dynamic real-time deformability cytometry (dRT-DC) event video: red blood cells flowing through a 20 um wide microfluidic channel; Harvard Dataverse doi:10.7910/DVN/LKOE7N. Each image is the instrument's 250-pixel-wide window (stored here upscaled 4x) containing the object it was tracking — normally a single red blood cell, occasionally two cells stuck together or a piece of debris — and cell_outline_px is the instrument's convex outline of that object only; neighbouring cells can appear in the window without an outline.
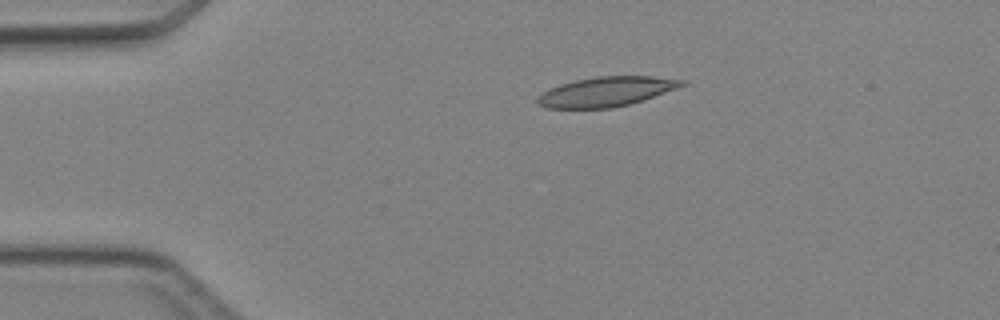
{"species": "Egyptian fruit bat (a non-hibernating species)", "species_latin": "Rousettus aegyptiacus", "temperature_condition": "cold", "stored_images_in_passage": 4, "camera_frame_rate_fps": 3000, "um_per_image_px": 0.085, "animal": {"sex": "female"}, "frame": {"image": 1, "passage_image": 3, "time_ms": 2.333, "image_size_px": [1000, 320], "cell_outline_px": [[684, 84], [676, 88], [628, 104], [612, 108], [548, 108], [536, 104], [536, 96], [560, 84], [576, 80], [596, 76], [652, 76], [684, 80]], "centroid_in_image_um": [51.45, 7.79], "position_along_channel_um": 33.5, "area_um2": 24.51}}